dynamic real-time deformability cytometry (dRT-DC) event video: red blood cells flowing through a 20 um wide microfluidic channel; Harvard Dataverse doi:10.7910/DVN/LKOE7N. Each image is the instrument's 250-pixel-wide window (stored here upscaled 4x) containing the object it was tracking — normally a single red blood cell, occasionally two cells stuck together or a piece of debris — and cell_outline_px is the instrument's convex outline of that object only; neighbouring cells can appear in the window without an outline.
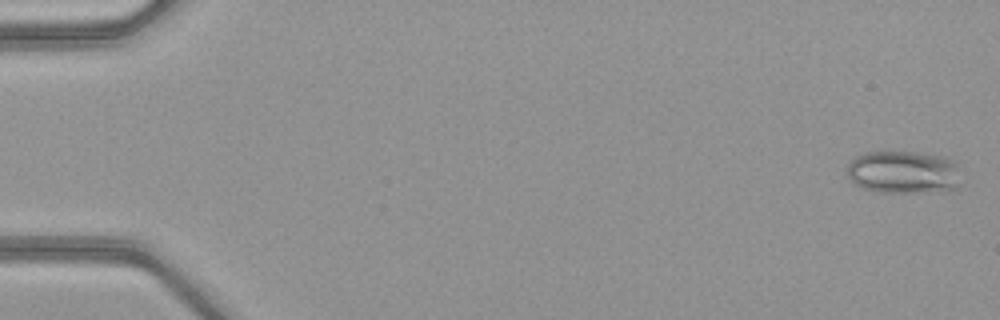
{"species": "common noctule bat (a hibernating species)", "species_latin": "Nyctalus noctula", "temperature_condition": "warm", "stored_images_in_passage": 29, "camera_frame_rate_fps": 3000, "um_per_image_px": 0.085, "animal": {"sex": "female", "body_mass_g": 21.9}, "frame": {"image": 1, "passage_image": 2, "time_ms": 0.333, "image_size_px": [1000, 320], "cell_outline_px": [[960, 188], [948, 192], [880, 192], [864, 188], [852, 184], [848, 176], [848, 164], [856, 156], [864, 152], [880, 148], [916, 152], [944, 156], [956, 160], [960, 164]], "centroid_in_image_um": [76.86, 14.6], "position_along_channel_um": 8.1, "area_um2": 30.06}}
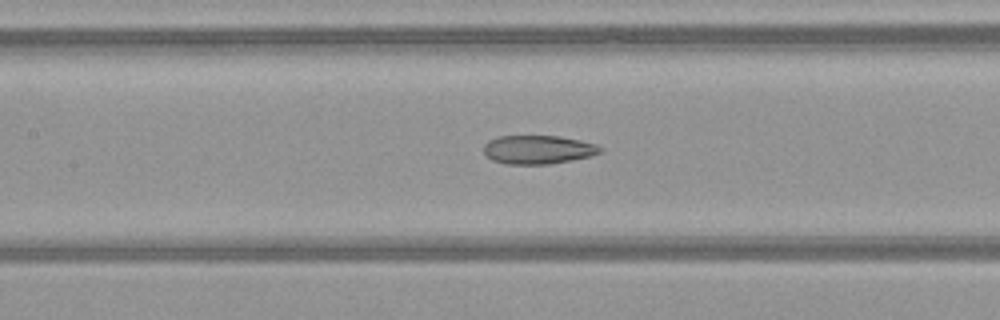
{"frame": {"image": 2, "passage_image": 25, "time_ms": 8.0, "image_size_px": [1000, 320], "cell_outline_px": [[604, 148], [600, 152], [592, 156], [572, 160], [548, 164], [504, 164], [492, 160], [484, 152], [484, 144], [488, 140], [500, 136], [560, 136], [580, 140], [596, 144]], "centroid_in_image_um": [45.75, 12.72], "position_along_channel_um": 161.7, "area_um2": 19.54}}
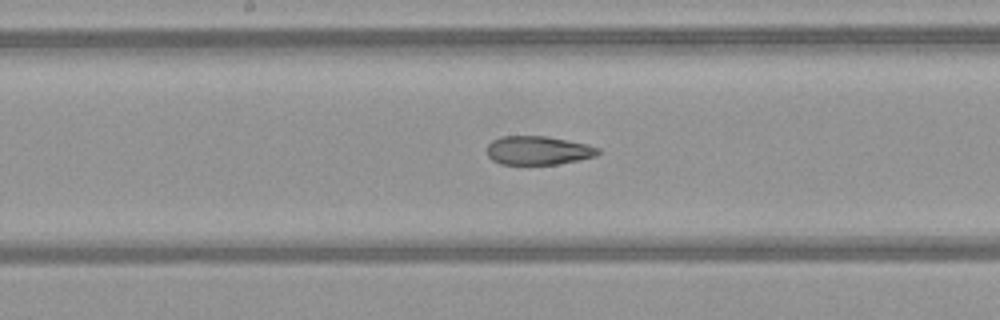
{"frame": {"image": 3, "passage_image": 28, "time_ms": 9.0, "image_size_px": [1000, 320], "cell_outline_px": [[600, 152], [596, 156], [556, 164], [500, 164], [492, 160], [488, 156], [488, 144], [492, 140], [500, 136], [548, 136], [588, 144], [600, 148]], "centroid_in_image_um": [45.74, 12.77], "position_along_channel_um": 202.5, "area_um2": 18.61}}